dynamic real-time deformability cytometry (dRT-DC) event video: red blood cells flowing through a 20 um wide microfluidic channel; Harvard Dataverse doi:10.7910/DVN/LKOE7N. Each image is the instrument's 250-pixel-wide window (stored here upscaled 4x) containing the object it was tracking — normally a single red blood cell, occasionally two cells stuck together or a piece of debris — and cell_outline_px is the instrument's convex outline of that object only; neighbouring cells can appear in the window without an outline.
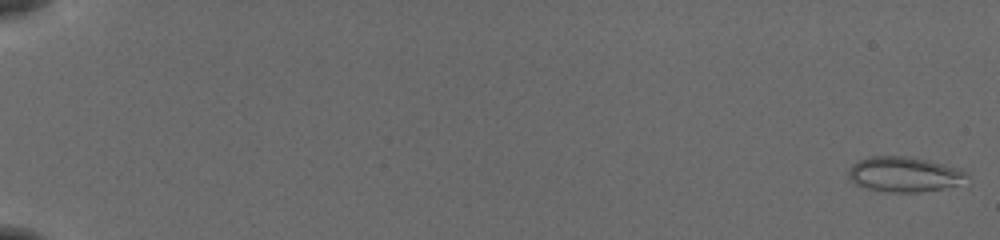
{"species": "common noctule bat (a hibernating species)", "species_latin": "Nyctalus noctula", "temperature_condition": "cold", "stored_images_in_passage": 56, "camera_frame_rate_fps": 3000, "um_per_image_px": 0.085, "animal": {"sex": "female", "body_mass_g": 19.5, "forearm_length_mm": 54.1}, "frame": {"image": 1, "passage_image": 1, "time_ms": 0.0, "image_size_px": [1000, 240], "cell_outline_px": [[968, 176], [956, 184], [940, 188], [920, 192], [892, 192], [868, 188], [856, 184], [848, 176], [848, 172], [852, 164], [868, 156], [908, 156], [940, 164], [964, 172]], "centroid_in_image_um": [76.75, 14.81], "position_along_channel_um": 8.3, "area_um2": 23.29}}
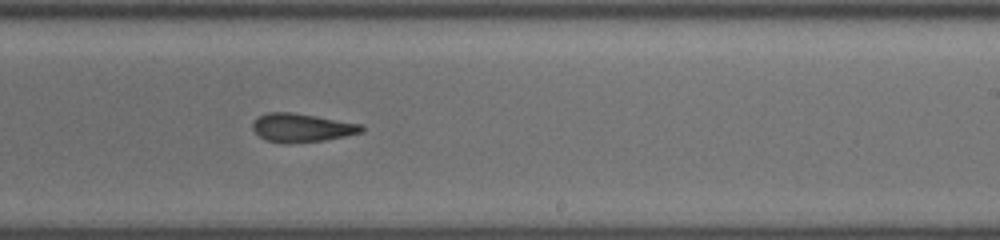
{"frame": {"image": 2, "passage_image": 36, "time_ms": 11.667, "image_size_px": [1000, 240], "cell_outline_px": [[364, 132], [324, 140], [288, 144], [280, 144], [264, 140], [252, 128], [252, 124], [256, 116], [268, 112], [292, 112], [364, 124]], "centroid_in_image_um": [25.63, 10.86], "position_along_channel_um": 263.4, "area_um2": 18.44}}
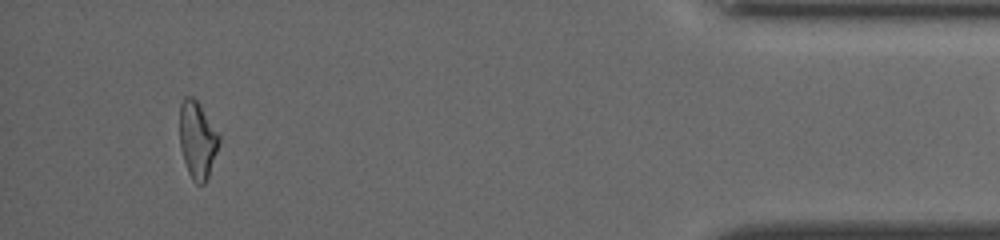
{"frame": {"image": 3, "passage_image": 52, "time_ms": 17.0, "image_size_px": [1000, 240], "cell_outline_px": [[220, 144], [208, 176], [204, 184], [196, 184], [192, 180], [188, 172], [180, 148], [180, 104], [184, 96], [192, 96], [200, 104], [220, 136]], "centroid_in_image_um": [16.78, 11.88], "position_along_channel_um": 418.4, "area_um2": 17.74}}